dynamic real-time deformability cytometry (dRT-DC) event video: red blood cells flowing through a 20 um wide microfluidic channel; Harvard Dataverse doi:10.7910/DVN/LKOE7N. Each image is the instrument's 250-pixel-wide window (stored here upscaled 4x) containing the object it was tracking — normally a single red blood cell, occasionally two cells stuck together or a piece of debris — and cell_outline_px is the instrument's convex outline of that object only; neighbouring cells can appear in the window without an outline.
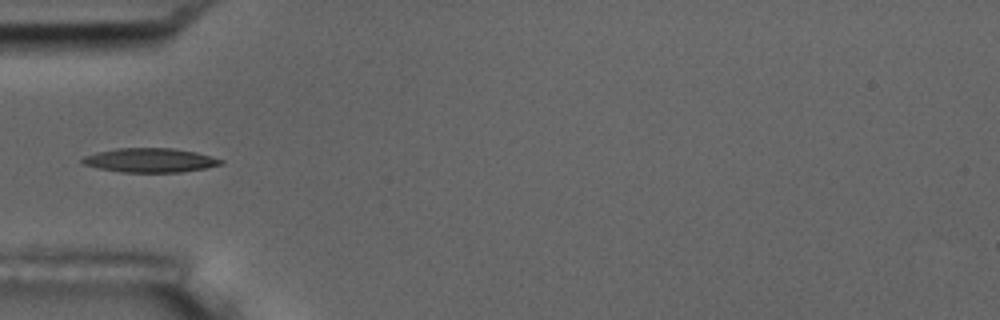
{"species": "common noctule bat (a hibernating species)", "species_latin": "Nyctalus noctula", "temperature_condition": "room temperature", "stored_images_in_passage": 15, "camera_frame_rate_fps": 3000, "um_per_image_px": 0.085, "animal": {"sex": "male", "body_mass_g": 17.5, "forearm_length_mm": 52.3}, "frame": {"image": 1, "passage_image": 5, "time_ms": 5.333, "image_size_px": [1000, 320], "cell_outline_px": [[224, 164], [204, 168], [180, 172], [120, 172], [80, 164], [80, 160], [84, 156], [96, 152], [116, 148], [172, 148], [196, 152], [224, 160]], "centroid_in_image_um": [12.72, 13.62], "position_along_channel_um": 72.3, "area_um2": 19.54}}
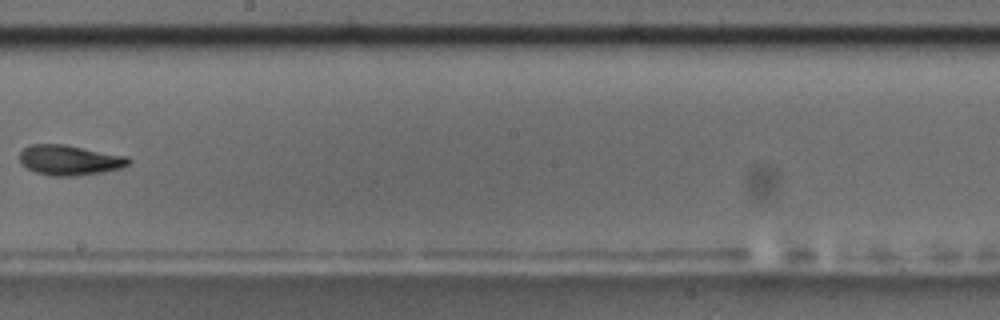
{"frame": {"image": 2, "passage_image": 9, "time_ms": 10.0, "image_size_px": [1000, 320], "cell_outline_px": [[132, 160], [124, 168], [104, 172], [72, 176], [52, 176], [36, 172], [20, 164], [20, 152], [24, 148], [32, 144], [64, 144], [128, 156]], "centroid_in_image_um": [5.95, 13.61], "position_along_channel_um": 242.3, "area_um2": 19.25}}